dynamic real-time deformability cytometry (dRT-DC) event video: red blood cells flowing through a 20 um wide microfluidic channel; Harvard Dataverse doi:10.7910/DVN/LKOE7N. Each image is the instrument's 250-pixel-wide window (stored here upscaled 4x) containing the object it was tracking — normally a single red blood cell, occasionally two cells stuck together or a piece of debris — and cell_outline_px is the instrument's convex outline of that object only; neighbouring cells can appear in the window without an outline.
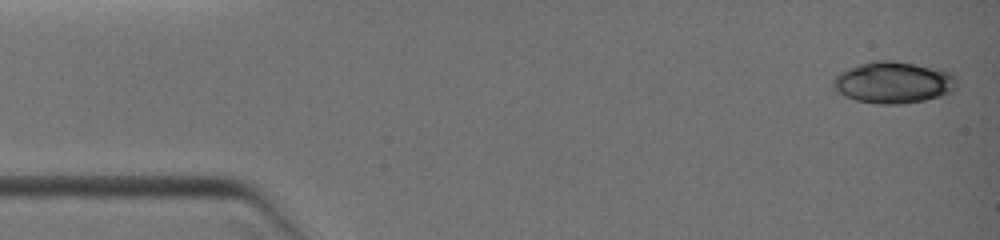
{"species": "common noctule bat (a hibernating species)", "species_latin": "Nyctalus noctula", "temperature_condition": "warm", "stored_images_in_passage": 30, "camera_frame_rate_fps": 3000, "um_per_image_px": 0.085, "animal": {"sex": "female", "body_mass_g": 19.0, "forearm_length_mm": 51.5}, "frame": {"image": 1, "passage_image": 1, "time_ms": 0.0, "image_size_px": [1000, 240], "cell_outline_px": [[956, 80], [952, 88], [948, 92], [924, 100], [896, 104], [880, 104], [856, 100], [844, 96], [836, 88], [832, 80], [840, 72], [848, 68], [872, 60], [892, 60], [940, 68], [952, 72], [956, 76]], "centroid_in_image_um": [75.92, 6.98], "position_along_channel_um": 9.1, "area_um2": 29.65}}
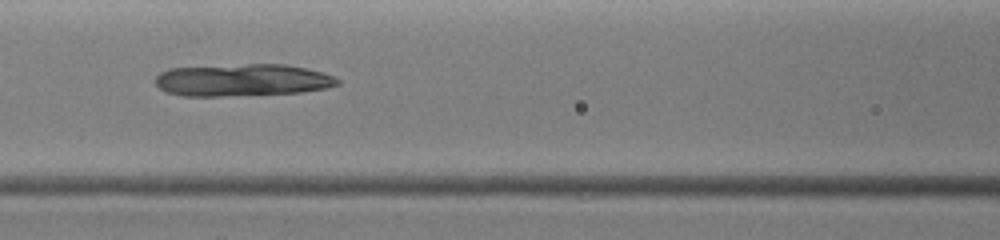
{"frame": {"image": 2, "passage_image": 12, "time_ms": 5.333, "image_size_px": [1000, 240], "cell_outline_px": [[340, 84], [324, 88], [300, 92], [224, 96], [184, 96], [168, 92], [160, 88], [156, 84], [156, 76], [160, 72], [168, 68], [248, 64], [284, 64], [304, 68], [320, 72], [332, 76], [340, 80]], "centroid_in_image_um": [20.57, 6.8], "position_along_channel_um": 146.0, "area_um2": 33.93}}
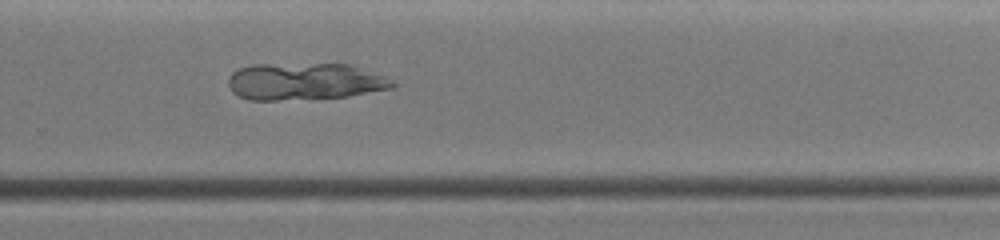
{"frame": {"image": 3, "passage_image": 19, "time_ms": 8.667, "image_size_px": [1000, 240], "cell_outline_px": [[396, 88], [348, 96], [276, 100], [248, 100], [232, 92], [228, 84], [228, 76], [232, 72], [240, 68], [252, 64], [348, 64], [388, 76], [396, 84]], "centroid_in_image_um": [25.93, 6.92], "position_along_channel_um": 303.9, "area_um2": 35.6}}